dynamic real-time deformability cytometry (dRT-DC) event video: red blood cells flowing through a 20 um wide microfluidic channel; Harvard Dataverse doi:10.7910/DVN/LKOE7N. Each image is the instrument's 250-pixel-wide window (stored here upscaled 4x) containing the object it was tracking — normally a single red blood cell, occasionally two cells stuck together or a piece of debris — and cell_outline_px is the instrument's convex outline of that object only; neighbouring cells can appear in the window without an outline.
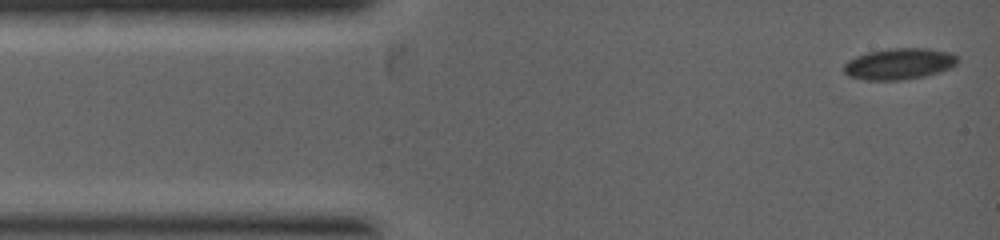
{"species": "common noctule bat (a hibernating species)", "species_latin": "Nyctalus noctula", "temperature_condition": "warm", "stored_images_in_passage": 40, "camera_frame_rate_fps": 5000, "um_per_image_px": 0.085, "animal": {"sex": "female", "body_mass_g": 19.0, "forearm_length_mm": 53.3}, "frame": {"image": 1, "passage_image": 1, "time_ms": 0.0, "image_size_px": [1000, 240], "cell_outline_px": [[960, 60], [956, 64], [948, 68], [924, 76], [904, 80], [864, 80], [848, 76], [844, 72], [844, 64], [848, 60], [856, 56], [868, 52], [888, 48], [928, 48], [952, 52]], "centroid_in_image_um": [76.42, 5.42], "position_along_channel_um": 8.6, "area_um2": 20.81}}
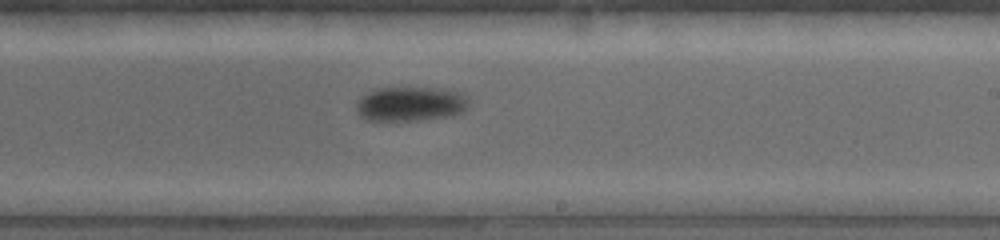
{"frame": {"image": 2, "passage_image": 23, "time_ms": 4.8, "image_size_px": [1000, 240], "cell_outline_px": [[468, 104], [464, 112], [452, 116], [420, 120], [368, 120], [360, 116], [356, 112], [356, 104], [368, 92], [380, 88], [440, 88], [460, 92], [468, 96]], "centroid_in_image_um": [34.94, 8.84], "position_along_channel_um": 254.1, "area_um2": 22.6}}
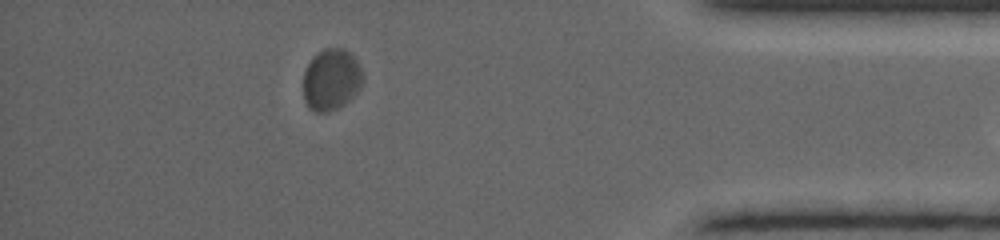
{"frame": {"image": 3, "passage_image": 39, "time_ms": 7.6, "image_size_px": [1000, 240], "cell_outline_px": [[364, 80], [360, 88], [344, 104], [328, 112], [316, 112], [308, 108], [304, 100], [304, 72], [308, 64], [324, 48], [344, 48], [356, 60], [360, 68]], "centroid_in_image_um": [28.16, 6.78], "position_along_channel_um": 407.0, "area_um2": 21.04}}